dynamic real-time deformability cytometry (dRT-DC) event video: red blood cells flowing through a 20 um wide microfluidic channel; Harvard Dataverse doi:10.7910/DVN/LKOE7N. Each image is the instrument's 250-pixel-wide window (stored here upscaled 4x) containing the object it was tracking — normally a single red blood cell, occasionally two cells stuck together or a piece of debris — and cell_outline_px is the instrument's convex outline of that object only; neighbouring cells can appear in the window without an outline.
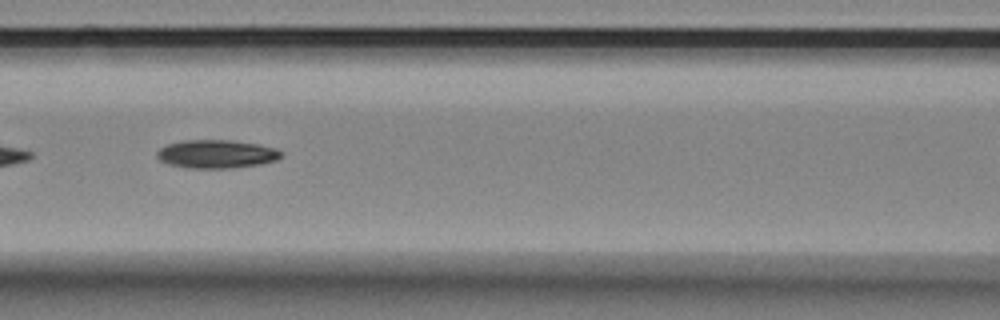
{"species": "Egyptian fruit bat (a non-hibernating species)", "species_latin": "Rousettus aegyptiacus", "temperature_condition": "room temperature", "stored_images_in_passage": 17, "camera_frame_rate_fps": 3000, "um_per_image_px": 0.085, "animal": {"sex": "female"}, "frame": {"image": 1, "passage_image": 8, "time_ms": 2.333, "image_size_px": [1000, 320], "cell_outline_px": [[284, 156], [276, 160], [260, 164], [228, 168], [188, 168], [168, 164], [160, 160], [156, 156], [156, 152], [160, 148], [168, 144], [184, 140], [232, 140], [260, 144], [276, 148], [284, 152]], "centroid_in_image_um": [18.44, 13.08], "position_along_channel_um": 148.2, "area_um2": 20.69}}